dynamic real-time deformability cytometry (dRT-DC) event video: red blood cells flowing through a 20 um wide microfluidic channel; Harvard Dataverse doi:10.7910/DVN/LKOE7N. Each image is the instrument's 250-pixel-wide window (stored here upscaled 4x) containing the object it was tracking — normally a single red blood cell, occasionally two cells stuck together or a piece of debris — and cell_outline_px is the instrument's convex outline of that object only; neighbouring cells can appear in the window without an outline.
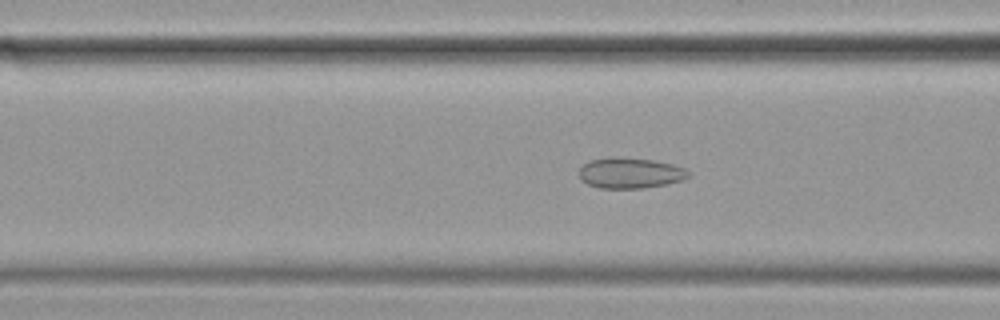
{"species": "common noctule bat (a hibernating species)", "species_latin": "Nyctalus noctula", "temperature_condition": "cold", "stored_images_in_passage": 48, "camera_frame_rate_fps": 3000, "um_per_image_px": 0.085, "animal": {"sex": "female", "body_mass_g": 19.9}, "frame": {"image": 1, "passage_image": 19, "time_ms": 6.0, "image_size_px": [1000, 320], "cell_outline_px": [[692, 172], [684, 180], [668, 184], [644, 188], [600, 188], [588, 184], [580, 180], [580, 168], [588, 160], [612, 156], [652, 160], [672, 164], [684, 168]], "centroid_in_image_um": [53.57, 14.7], "position_along_channel_um": 113.0, "area_um2": 19.71}}
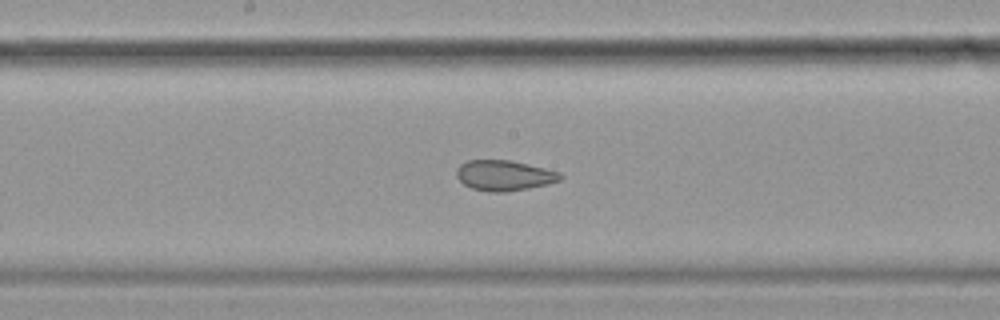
{"frame": {"image": 2, "passage_image": 27, "time_ms": 8.667, "image_size_px": [1000, 320], "cell_outline_px": [[564, 176], [560, 180], [548, 184], [528, 188], [504, 192], [488, 192], [472, 188], [464, 184], [456, 176], [456, 168], [460, 164], [468, 160], [508, 160], [528, 164], [560, 172]], "centroid_in_image_um": [42.85, 14.91], "position_along_channel_um": 205.4, "area_um2": 18.38}}
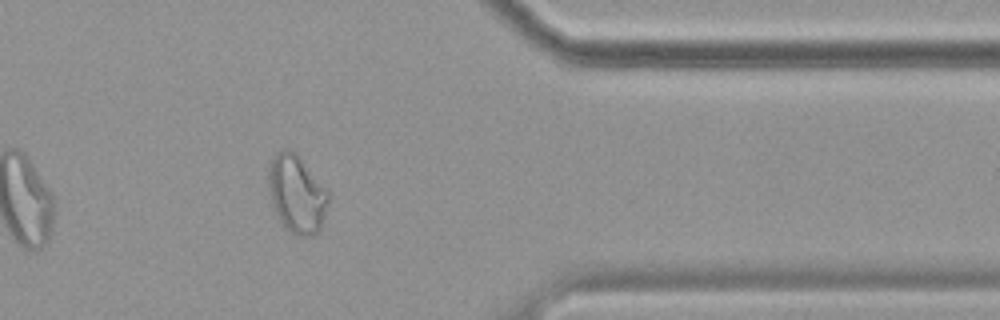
{"frame": {"image": 3, "passage_image": 44, "time_ms": 14.333, "image_size_px": [1000, 320], "cell_outline_px": [[328, 204], [320, 232], [308, 236], [300, 236], [292, 232], [280, 220], [276, 212], [272, 200], [268, 184], [268, 168], [276, 152], [284, 148], [296, 152], [328, 188]], "centroid_in_image_um": [25.26, 16.45], "position_along_channel_um": 386.1, "area_um2": 27.17}, "authors_computed_cell_mechanics": {"area_um2": 20.9814, "velocity_mm_per_s": 3.4615, "shape_relaxation_time_tau1_ms": null, "shape_relaxation_time_tau2_ms": 1.3639, "deformation_change_tau1": null, "deformation_change_tau2": 0.0683}}